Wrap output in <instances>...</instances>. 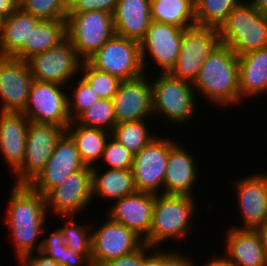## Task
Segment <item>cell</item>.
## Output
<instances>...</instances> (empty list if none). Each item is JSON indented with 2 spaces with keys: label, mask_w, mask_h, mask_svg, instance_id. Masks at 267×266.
Returning <instances> with one entry per match:
<instances>
[{
  "label": "cell",
  "mask_w": 267,
  "mask_h": 266,
  "mask_svg": "<svg viewBox=\"0 0 267 266\" xmlns=\"http://www.w3.org/2000/svg\"><path fill=\"white\" fill-rule=\"evenodd\" d=\"M9 196L6 217L3 222L10 229L16 260L39 252L42 245L40 236L46 232L48 212L45 198L29 185H15Z\"/></svg>",
  "instance_id": "6da1fadb"
},
{
  "label": "cell",
  "mask_w": 267,
  "mask_h": 266,
  "mask_svg": "<svg viewBox=\"0 0 267 266\" xmlns=\"http://www.w3.org/2000/svg\"><path fill=\"white\" fill-rule=\"evenodd\" d=\"M193 87L196 95L216 107H237L241 104L238 55L221 43L203 62Z\"/></svg>",
  "instance_id": "7a4b0ae2"
},
{
  "label": "cell",
  "mask_w": 267,
  "mask_h": 266,
  "mask_svg": "<svg viewBox=\"0 0 267 266\" xmlns=\"http://www.w3.org/2000/svg\"><path fill=\"white\" fill-rule=\"evenodd\" d=\"M196 198L188 195L155 194L152 223L144 244L154 248H162L167 241H182L190 234L191 223L194 224ZM193 221V222H192Z\"/></svg>",
  "instance_id": "3957f363"
},
{
  "label": "cell",
  "mask_w": 267,
  "mask_h": 266,
  "mask_svg": "<svg viewBox=\"0 0 267 266\" xmlns=\"http://www.w3.org/2000/svg\"><path fill=\"white\" fill-rule=\"evenodd\" d=\"M157 75L151 79L153 115H162L163 122L184 126L197 115L199 102L193 84L174 78L169 73L158 72Z\"/></svg>",
  "instance_id": "277c9868"
},
{
  "label": "cell",
  "mask_w": 267,
  "mask_h": 266,
  "mask_svg": "<svg viewBox=\"0 0 267 266\" xmlns=\"http://www.w3.org/2000/svg\"><path fill=\"white\" fill-rule=\"evenodd\" d=\"M221 43L238 56L267 47V17L242 0L219 27Z\"/></svg>",
  "instance_id": "5b68a950"
},
{
  "label": "cell",
  "mask_w": 267,
  "mask_h": 266,
  "mask_svg": "<svg viewBox=\"0 0 267 266\" xmlns=\"http://www.w3.org/2000/svg\"><path fill=\"white\" fill-rule=\"evenodd\" d=\"M115 34L113 14L101 10L68 13L67 38L87 61Z\"/></svg>",
  "instance_id": "8992f818"
},
{
  "label": "cell",
  "mask_w": 267,
  "mask_h": 266,
  "mask_svg": "<svg viewBox=\"0 0 267 266\" xmlns=\"http://www.w3.org/2000/svg\"><path fill=\"white\" fill-rule=\"evenodd\" d=\"M220 44V32L216 27L195 25L185 29L177 61L168 73L193 84L203 62Z\"/></svg>",
  "instance_id": "52a82bcc"
},
{
  "label": "cell",
  "mask_w": 267,
  "mask_h": 266,
  "mask_svg": "<svg viewBox=\"0 0 267 266\" xmlns=\"http://www.w3.org/2000/svg\"><path fill=\"white\" fill-rule=\"evenodd\" d=\"M65 132L64 127L56 124L30 121L24 161L12 174L16 177L15 185H29L39 175Z\"/></svg>",
  "instance_id": "ba28073f"
},
{
  "label": "cell",
  "mask_w": 267,
  "mask_h": 266,
  "mask_svg": "<svg viewBox=\"0 0 267 266\" xmlns=\"http://www.w3.org/2000/svg\"><path fill=\"white\" fill-rule=\"evenodd\" d=\"M93 67L118 77L133 80L145 74L140 42L114 34L88 60Z\"/></svg>",
  "instance_id": "9c48e42d"
},
{
  "label": "cell",
  "mask_w": 267,
  "mask_h": 266,
  "mask_svg": "<svg viewBox=\"0 0 267 266\" xmlns=\"http://www.w3.org/2000/svg\"><path fill=\"white\" fill-rule=\"evenodd\" d=\"M26 62L34 80L68 86L73 77L80 76L83 60L66 38L56 47L32 56Z\"/></svg>",
  "instance_id": "30bf717a"
},
{
  "label": "cell",
  "mask_w": 267,
  "mask_h": 266,
  "mask_svg": "<svg viewBox=\"0 0 267 266\" xmlns=\"http://www.w3.org/2000/svg\"><path fill=\"white\" fill-rule=\"evenodd\" d=\"M54 82L33 80L28 101L22 113L33 122L56 124L65 129L71 119L68 110V91Z\"/></svg>",
  "instance_id": "8fae6325"
},
{
  "label": "cell",
  "mask_w": 267,
  "mask_h": 266,
  "mask_svg": "<svg viewBox=\"0 0 267 266\" xmlns=\"http://www.w3.org/2000/svg\"><path fill=\"white\" fill-rule=\"evenodd\" d=\"M91 184L92 171L89 166L70 174L64 182L44 195L47 212L53 213L55 218L81 214L93 201Z\"/></svg>",
  "instance_id": "7c38bea8"
},
{
  "label": "cell",
  "mask_w": 267,
  "mask_h": 266,
  "mask_svg": "<svg viewBox=\"0 0 267 266\" xmlns=\"http://www.w3.org/2000/svg\"><path fill=\"white\" fill-rule=\"evenodd\" d=\"M175 143L173 138L157 135L134 156L131 170L137 191L163 193L168 154Z\"/></svg>",
  "instance_id": "4fadbf2b"
},
{
  "label": "cell",
  "mask_w": 267,
  "mask_h": 266,
  "mask_svg": "<svg viewBox=\"0 0 267 266\" xmlns=\"http://www.w3.org/2000/svg\"><path fill=\"white\" fill-rule=\"evenodd\" d=\"M98 229L91 230L92 266H101L116 258L137 251L143 244V239L123 224L107 220Z\"/></svg>",
  "instance_id": "5bb4252c"
},
{
  "label": "cell",
  "mask_w": 267,
  "mask_h": 266,
  "mask_svg": "<svg viewBox=\"0 0 267 266\" xmlns=\"http://www.w3.org/2000/svg\"><path fill=\"white\" fill-rule=\"evenodd\" d=\"M185 29L152 21L145 37L140 41L143 69L146 74L147 62L158 65L160 73H168L175 65ZM149 54V55H148ZM152 59H148L149 57ZM148 60V61H146Z\"/></svg>",
  "instance_id": "9a60e30c"
},
{
  "label": "cell",
  "mask_w": 267,
  "mask_h": 266,
  "mask_svg": "<svg viewBox=\"0 0 267 266\" xmlns=\"http://www.w3.org/2000/svg\"><path fill=\"white\" fill-rule=\"evenodd\" d=\"M147 73L133 80L121 81L112 101L119 122L148 120L153 115L151 78ZM150 79V80H149Z\"/></svg>",
  "instance_id": "2e32d148"
},
{
  "label": "cell",
  "mask_w": 267,
  "mask_h": 266,
  "mask_svg": "<svg viewBox=\"0 0 267 266\" xmlns=\"http://www.w3.org/2000/svg\"><path fill=\"white\" fill-rule=\"evenodd\" d=\"M33 80L26 61L0 56V111L22 112Z\"/></svg>",
  "instance_id": "e0dca14e"
},
{
  "label": "cell",
  "mask_w": 267,
  "mask_h": 266,
  "mask_svg": "<svg viewBox=\"0 0 267 266\" xmlns=\"http://www.w3.org/2000/svg\"><path fill=\"white\" fill-rule=\"evenodd\" d=\"M84 167L85 164L81 160L75 143L65 132L57 142L44 169L29 186L44 196L49 190L64 182L70 174Z\"/></svg>",
  "instance_id": "ac0fdd59"
},
{
  "label": "cell",
  "mask_w": 267,
  "mask_h": 266,
  "mask_svg": "<svg viewBox=\"0 0 267 266\" xmlns=\"http://www.w3.org/2000/svg\"><path fill=\"white\" fill-rule=\"evenodd\" d=\"M261 171L236 180L238 208L241 213V225L236 228L255 229L267 219V172Z\"/></svg>",
  "instance_id": "d6986e66"
},
{
  "label": "cell",
  "mask_w": 267,
  "mask_h": 266,
  "mask_svg": "<svg viewBox=\"0 0 267 266\" xmlns=\"http://www.w3.org/2000/svg\"><path fill=\"white\" fill-rule=\"evenodd\" d=\"M154 203V193L137 191L115 200L106 215L134 231L144 240L150 232Z\"/></svg>",
  "instance_id": "ffe728a7"
},
{
  "label": "cell",
  "mask_w": 267,
  "mask_h": 266,
  "mask_svg": "<svg viewBox=\"0 0 267 266\" xmlns=\"http://www.w3.org/2000/svg\"><path fill=\"white\" fill-rule=\"evenodd\" d=\"M184 147L176 142L169 150L163 194L195 196L199 167L190 150Z\"/></svg>",
  "instance_id": "44dd1931"
},
{
  "label": "cell",
  "mask_w": 267,
  "mask_h": 266,
  "mask_svg": "<svg viewBox=\"0 0 267 266\" xmlns=\"http://www.w3.org/2000/svg\"><path fill=\"white\" fill-rule=\"evenodd\" d=\"M223 257L232 266H267V256L255 229L227 228Z\"/></svg>",
  "instance_id": "7402d4cb"
},
{
  "label": "cell",
  "mask_w": 267,
  "mask_h": 266,
  "mask_svg": "<svg viewBox=\"0 0 267 266\" xmlns=\"http://www.w3.org/2000/svg\"><path fill=\"white\" fill-rule=\"evenodd\" d=\"M30 120L22 112L0 111V155L12 174L22 165Z\"/></svg>",
  "instance_id": "603a6c76"
},
{
  "label": "cell",
  "mask_w": 267,
  "mask_h": 266,
  "mask_svg": "<svg viewBox=\"0 0 267 266\" xmlns=\"http://www.w3.org/2000/svg\"><path fill=\"white\" fill-rule=\"evenodd\" d=\"M113 22L115 34L140 42L152 22L150 0H118Z\"/></svg>",
  "instance_id": "cb8c5ba5"
},
{
  "label": "cell",
  "mask_w": 267,
  "mask_h": 266,
  "mask_svg": "<svg viewBox=\"0 0 267 266\" xmlns=\"http://www.w3.org/2000/svg\"><path fill=\"white\" fill-rule=\"evenodd\" d=\"M239 89L242 102L267 95V47L238 56Z\"/></svg>",
  "instance_id": "d4e9b609"
},
{
  "label": "cell",
  "mask_w": 267,
  "mask_h": 266,
  "mask_svg": "<svg viewBox=\"0 0 267 266\" xmlns=\"http://www.w3.org/2000/svg\"><path fill=\"white\" fill-rule=\"evenodd\" d=\"M18 7L0 25V56L14 57L30 39L31 29L40 22Z\"/></svg>",
  "instance_id": "484cf974"
},
{
  "label": "cell",
  "mask_w": 267,
  "mask_h": 266,
  "mask_svg": "<svg viewBox=\"0 0 267 266\" xmlns=\"http://www.w3.org/2000/svg\"><path fill=\"white\" fill-rule=\"evenodd\" d=\"M99 169L98 166L91 168L93 200L100 197L104 201H115L137 192L132 170L104 168L102 173V168Z\"/></svg>",
  "instance_id": "4316f807"
},
{
  "label": "cell",
  "mask_w": 267,
  "mask_h": 266,
  "mask_svg": "<svg viewBox=\"0 0 267 266\" xmlns=\"http://www.w3.org/2000/svg\"><path fill=\"white\" fill-rule=\"evenodd\" d=\"M67 38V19L41 20L31 29L30 39L14 56L27 61L32 56L56 47Z\"/></svg>",
  "instance_id": "83f0119b"
},
{
  "label": "cell",
  "mask_w": 267,
  "mask_h": 266,
  "mask_svg": "<svg viewBox=\"0 0 267 266\" xmlns=\"http://www.w3.org/2000/svg\"><path fill=\"white\" fill-rule=\"evenodd\" d=\"M66 133L75 143L85 166L91 168L96 165L99 166L96 161L101 160L106 141L111 132L99 128L85 127L75 121H71L66 128Z\"/></svg>",
  "instance_id": "f1b7e54d"
},
{
  "label": "cell",
  "mask_w": 267,
  "mask_h": 266,
  "mask_svg": "<svg viewBox=\"0 0 267 266\" xmlns=\"http://www.w3.org/2000/svg\"><path fill=\"white\" fill-rule=\"evenodd\" d=\"M152 21L188 29L196 25L194 0H150Z\"/></svg>",
  "instance_id": "f546056e"
},
{
  "label": "cell",
  "mask_w": 267,
  "mask_h": 266,
  "mask_svg": "<svg viewBox=\"0 0 267 266\" xmlns=\"http://www.w3.org/2000/svg\"><path fill=\"white\" fill-rule=\"evenodd\" d=\"M39 252L55 260L61 266H92V263L78 250L67 248L59 227L50 233V236L42 238Z\"/></svg>",
  "instance_id": "4dcf8cb0"
},
{
  "label": "cell",
  "mask_w": 267,
  "mask_h": 266,
  "mask_svg": "<svg viewBox=\"0 0 267 266\" xmlns=\"http://www.w3.org/2000/svg\"><path fill=\"white\" fill-rule=\"evenodd\" d=\"M147 123L145 120L119 122L111 131V136L135 156L156 137Z\"/></svg>",
  "instance_id": "1f68e13d"
},
{
  "label": "cell",
  "mask_w": 267,
  "mask_h": 266,
  "mask_svg": "<svg viewBox=\"0 0 267 266\" xmlns=\"http://www.w3.org/2000/svg\"><path fill=\"white\" fill-rule=\"evenodd\" d=\"M242 0H194L198 26L219 27Z\"/></svg>",
  "instance_id": "d6a6232c"
},
{
  "label": "cell",
  "mask_w": 267,
  "mask_h": 266,
  "mask_svg": "<svg viewBox=\"0 0 267 266\" xmlns=\"http://www.w3.org/2000/svg\"><path fill=\"white\" fill-rule=\"evenodd\" d=\"M74 121L85 127L99 128L111 132L117 124L113 101L99 99L97 103L83 111Z\"/></svg>",
  "instance_id": "836d02e7"
},
{
  "label": "cell",
  "mask_w": 267,
  "mask_h": 266,
  "mask_svg": "<svg viewBox=\"0 0 267 266\" xmlns=\"http://www.w3.org/2000/svg\"><path fill=\"white\" fill-rule=\"evenodd\" d=\"M65 218V220H64ZM62 217V223H64L61 229L64 237V242L68 249H76L81 254H83L90 262L92 259V243H91V233L90 227L87 224H77L76 220H73V216ZM71 218V219H69Z\"/></svg>",
  "instance_id": "e575fe53"
},
{
  "label": "cell",
  "mask_w": 267,
  "mask_h": 266,
  "mask_svg": "<svg viewBox=\"0 0 267 266\" xmlns=\"http://www.w3.org/2000/svg\"><path fill=\"white\" fill-rule=\"evenodd\" d=\"M80 76L90 84L91 88L102 99L112 100L121 83L118 77L93 67L88 61H83Z\"/></svg>",
  "instance_id": "d590c367"
},
{
  "label": "cell",
  "mask_w": 267,
  "mask_h": 266,
  "mask_svg": "<svg viewBox=\"0 0 267 266\" xmlns=\"http://www.w3.org/2000/svg\"><path fill=\"white\" fill-rule=\"evenodd\" d=\"M80 78V79H79ZM74 84L68 86L70 96H68V110L71 121H74L83 111L98 102L100 96L91 88L90 84L81 76ZM74 87V88H73Z\"/></svg>",
  "instance_id": "8d00e7d4"
},
{
  "label": "cell",
  "mask_w": 267,
  "mask_h": 266,
  "mask_svg": "<svg viewBox=\"0 0 267 266\" xmlns=\"http://www.w3.org/2000/svg\"><path fill=\"white\" fill-rule=\"evenodd\" d=\"M19 7L39 20L67 19L68 0H23Z\"/></svg>",
  "instance_id": "74e56055"
},
{
  "label": "cell",
  "mask_w": 267,
  "mask_h": 266,
  "mask_svg": "<svg viewBox=\"0 0 267 266\" xmlns=\"http://www.w3.org/2000/svg\"><path fill=\"white\" fill-rule=\"evenodd\" d=\"M101 160L102 163L104 162V166H107L106 168L131 170L134 155L110 135L106 141Z\"/></svg>",
  "instance_id": "f35d334b"
},
{
  "label": "cell",
  "mask_w": 267,
  "mask_h": 266,
  "mask_svg": "<svg viewBox=\"0 0 267 266\" xmlns=\"http://www.w3.org/2000/svg\"><path fill=\"white\" fill-rule=\"evenodd\" d=\"M118 0H68V13L101 10L113 14Z\"/></svg>",
  "instance_id": "ab89813d"
},
{
  "label": "cell",
  "mask_w": 267,
  "mask_h": 266,
  "mask_svg": "<svg viewBox=\"0 0 267 266\" xmlns=\"http://www.w3.org/2000/svg\"><path fill=\"white\" fill-rule=\"evenodd\" d=\"M167 250V251H166ZM192 257L186 256L182 253L179 249L178 250H169L168 249H161V266H194V261Z\"/></svg>",
  "instance_id": "60d3db41"
},
{
  "label": "cell",
  "mask_w": 267,
  "mask_h": 266,
  "mask_svg": "<svg viewBox=\"0 0 267 266\" xmlns=\"http://www.w3.org/2000/svg\"><path fill=\"white\" fill-rule=\"evenodd\" d=\"M144 261L145 244H143L137 251L108 261L101 266H144Z\"/></svg>",
  "instance_id": "b9f144b4"
},
{
  "label": "cell",
  "mask_w": 267,
  "mask_h": 266,
  "mask_svg": "<svg viewBox=\"0 0 267 266\" xmlns=\"http://www.w3.org/2000/svg\"><path fill=\"white\" fill-rule=\"evenodd\" d=\"M36 254H29L18 259V266H61L55 260L44 256L40 252H36Z\"/></svg>",
  "instance_id": "7bdbcfd3"
},
{
  "label": "cell",
  "mask_w": 267,
  "mask_h": 266,
  "mask_svg": "<svg viewBox=\"0 0 267 266\" xmlns=\"http://www.w3.org/2000/svg\"><path fill=\"white\" fill-rule=\"evenodd\" d=\"M144 266H161V248H154L145 244Z\"/></svg>",
  "instance_id": "ee69618b"
},
{
  "label": "cell",
  "mask_w": 267,
  "mask_h": 266,
  "mask_svg": "<svg viewBox=\"0 0 267 266\" xmlns=\"http://www.w3.org/2000/svg\"><path fill=\"white\" fill-rule=\"evenodd\" d=\"M19 7L16 0H0V20L7 18Z\"/></svg>",
  "instance_id": "f6af8a7d"
},
{
  "label": "cell",
  "mask_w": 267,
  "mask_h": 266,
  "mask_svg": "<svg viewBox=\"0 0 267 266\" xmlns=\"http://www.w3.org/2000/svg\"><path fill=\"white\" fill-rule=\"evenodd\" d=\"M255 230L257 231L261 244L264 248L265 254L267 256V219L260 224L259 226H257L255 228Z\"/></svg>",
  "instance_id": "bcb514c9"
},
{
  "label": "cell",
  "mask_w": 267,
  "mask_h": 266,
  "mask_svg": "<svg viewBox=\"0 0 267 266\" xmlns=\"http://www.w3.org/2000/svg\"><path fill=\"white\" fill-rule=\"evenodd\" d=\"M212 255L213 260L204 262L201 266H232L224 257L219 256L218 258ZM194 266H198L197 263H194Z\"/></svg>",
  "instance_id": "7dc6e473"
},
{
  "label": "cell",
  "mask_w": 267,
  "mask_h": 266,
  "mask_svg": "<svg viewBox=\"0 0 267 266\" xmlns=\"http://www.w3.org/2000/svg\"><path fill=\"white\" fill-rule=\"evenodd\" d=\"M254 7L267 17V0H249Z\"/></svg>",
  "instance_id": "c3c4849f"
}]
</instances>
